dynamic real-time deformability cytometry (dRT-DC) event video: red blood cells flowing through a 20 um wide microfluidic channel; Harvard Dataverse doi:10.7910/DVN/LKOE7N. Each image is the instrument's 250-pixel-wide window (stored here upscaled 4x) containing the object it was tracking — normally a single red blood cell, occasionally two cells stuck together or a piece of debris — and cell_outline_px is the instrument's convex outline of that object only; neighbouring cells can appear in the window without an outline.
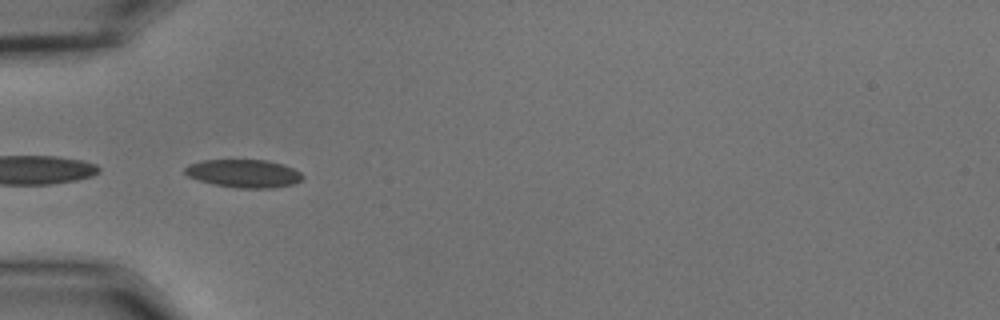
{"species": "common noctule bat (a hibernating species)", "species_latin": "Nyctalus noctula", "temperature_condition": "cold", "stored_images_in_passage": 6, "camera_frame_rate_fps": 3000, "um_per_image_px": 0.085, "animal": {"sex": "male", "body_mass_g": 15.6}, "frame": {"image": 1, "passage_image": 2, "time_ms": 0.333, "image_size_px": [1000, 320], "cell_outline_px": [[304, 176], [300, 180], [292, 184], [272, 188], [236, 188], [216, 184], [200, 180], [188, 176], [184, 172], [184, 168], [188, 164], [200, 160], [268, 160], [284, 164], [300, 172]], "centroid_in_image_um": [20.71, 14.73], "position_along_channel_um": 64.3, "area_um2": 19.19}}